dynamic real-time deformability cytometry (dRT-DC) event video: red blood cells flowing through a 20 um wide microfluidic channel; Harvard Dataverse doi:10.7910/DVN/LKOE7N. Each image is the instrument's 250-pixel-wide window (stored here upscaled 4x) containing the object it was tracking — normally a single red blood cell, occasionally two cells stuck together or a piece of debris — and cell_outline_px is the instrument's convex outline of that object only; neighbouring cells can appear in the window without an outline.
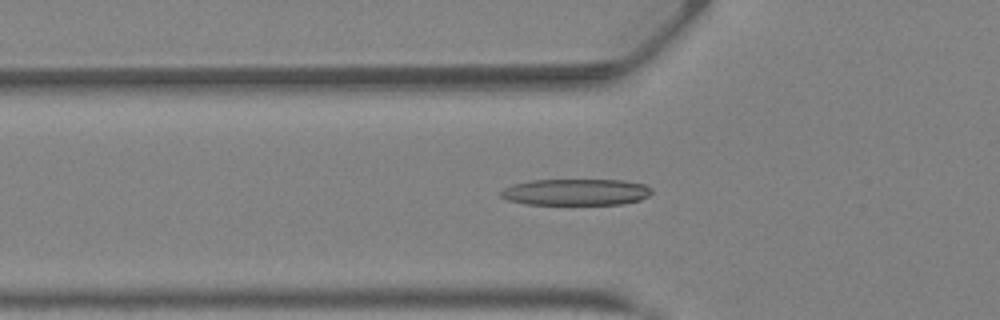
{"species": "Egyptian fruit bat (a non-hibernating species)", "species_latin": "Rousettus aegyptiacus", "temperature_condition": "warm", "stored_images_in_passage": 42, "camera_frame_rate_fps": 3000, "um_per_image_px": 0.085, "animal": {"sex": "female"}, "frame": {"image": 1, "passage_image": 15, "time_ms": 4.667, "image_size_px": [1000, 320], "cell_outline_px": [[652, 192], [648, 196], [640, 200], [624, 204], [524, 204], [508, 200], [500, 196], [500, 192], [504, 188], [512, 184], [532, 180], [624, 180], [644, 184], [652, 188]], "centroid_in_image_um": [48.96, 16.32], "position_along_channel_um": 76.8, "area_um2": 23.35}}
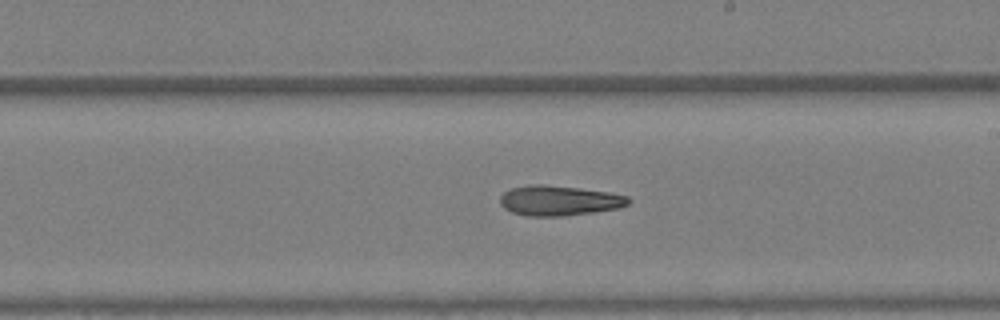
{"frame": {"image": 2, "passage_image": 25, "time_ms": 8.0, "image_size_px": [1000, 320], "cell_outline_px": [[632, 200], [628, 204], [620, 208], [596, 212], [560, 216], [528, 216], [512, 212], [504, 208], [500, 204], [500, 196], [504, 192], [512, 188], [536, 184], [540, 184], [580, 188], [608, 192], [628, 196]], "centroid_in_image_um": [47.55, 17.05], "position_along_channel_um": 241.4, "area_um2": 22.48}}
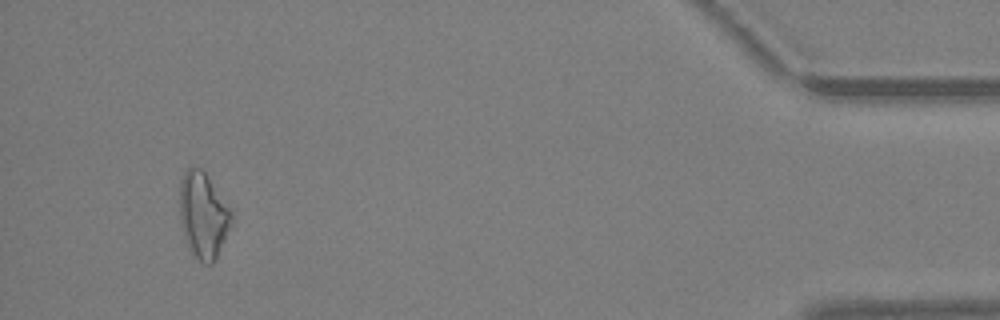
{"frame": {"image": 3, "passage_image": 40, "time_ms": 13.0, "image_size_px": [1000, 320], "cell_outline_px": [[232, 220], [216, 260], [212, 264], [200, 264], [192, 256], [188, 248], [180, 224], [180, 180], [184, 172], [188, 168], [200, 168], [204, 172], [232, 212]], "centroid_in_image_um": [17.24, 18.37], "position_along_channel_um": 418.0, "area_um2": 25.84}}